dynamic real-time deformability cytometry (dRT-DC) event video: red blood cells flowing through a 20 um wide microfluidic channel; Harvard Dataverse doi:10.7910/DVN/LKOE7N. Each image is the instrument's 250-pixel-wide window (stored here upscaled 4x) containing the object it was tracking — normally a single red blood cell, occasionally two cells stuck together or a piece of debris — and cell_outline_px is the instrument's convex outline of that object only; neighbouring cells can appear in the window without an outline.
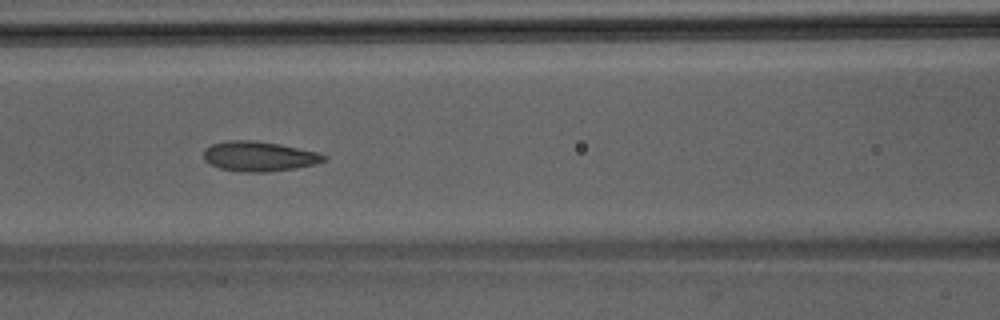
{"species": "Egyptian fruit bat (a non-hibernating species)", "species_latin": "Rousettus aegyptiacus", "temperature_condition": "room temperature", "stored_images_in_passage": 49, "camera_frame_rate_fps": 3000, "um_per_image_px": 0.085, "animal": {"sex": "male"}, "frame": {"image": 1, "passage_image": 22, "time_ms": 7.0, "image_size_px": [1000, 320], "cell_outline_px": [[328, 156], [324, 160], [316, 164], [296, 168], [268, 172], [244, 172], [220, 168], [208, 164], [204, 160], [204, 148], [212, 144], [228, 140], [256, 140], [280, 144], [316, 152]], "centroid_in_image_um": [21.99, 13.28], "position_along_channel_um": 144.6, "area_um2": 21.04}}
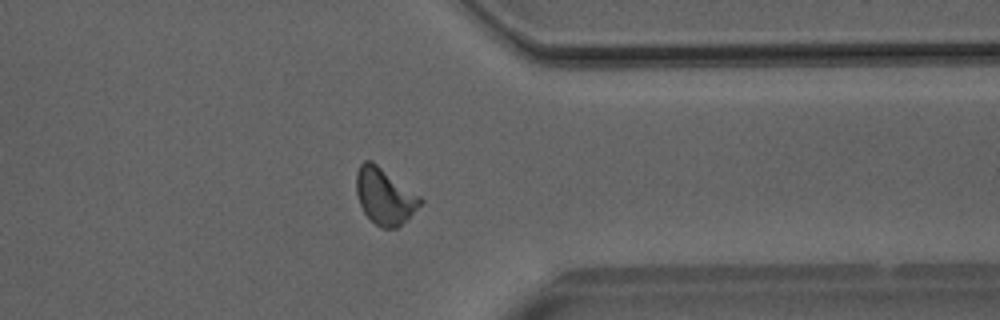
{"frame": {"image": 2, "passage_image": 39, "time_ms": 12.667, "image_size_px": [1000, 320], "cell_outline_px": [[424, 200], [408, 220], [396, 228], [380, 228], [364, 212], [360, 204], [356, 192], [356, 172], [360, 164], [364, 160], [372, 160], [420, 196]], "centroid_in_image_um": [32.7, 16.67], "position_along_channel_um": 378.7, "area_um2": 20.98}}
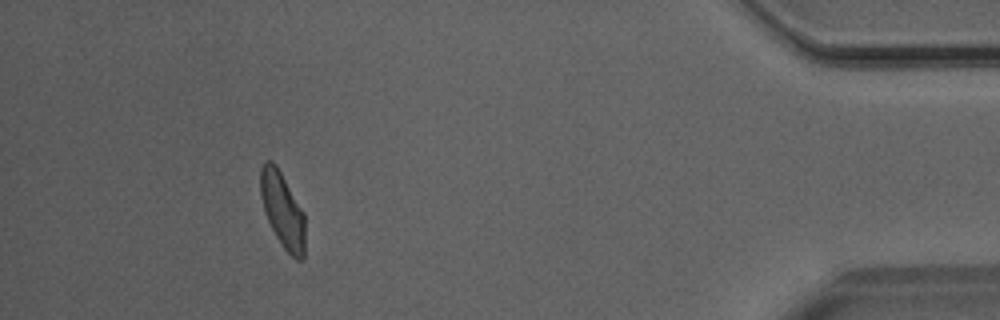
{"frame": {"image": 3, "passage_image": 45, "time_ms": 14.667, "image_size_px": [1000, 320], "cell_outline_px": [[304, 256], [300, 260], [296, 260], [284, 248], [276, 236], [268, 220], [260, 196], [260, 168], [264, 160], [272, 160], [276, 164], [304, 212]], "centroid_in_image_um": [24.0, 17.81], "position_along_channel_um": 411.2, "area_um2": 19.48}}